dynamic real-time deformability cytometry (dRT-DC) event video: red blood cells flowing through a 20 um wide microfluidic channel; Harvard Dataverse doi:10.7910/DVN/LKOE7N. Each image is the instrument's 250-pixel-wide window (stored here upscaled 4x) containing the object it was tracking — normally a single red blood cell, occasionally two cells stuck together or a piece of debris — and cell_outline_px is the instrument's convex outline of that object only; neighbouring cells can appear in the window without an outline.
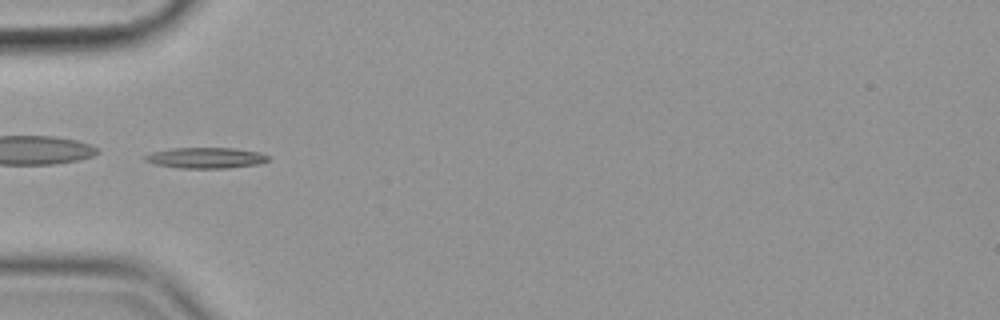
{"species": "common noctule bat (a hibernating species)", "species_latin": "Nyctalus noctula", "temperature_condition": "cold", "stored_images_in_passage": 34, "camera_frame_rate_fps": 3000, "um_per_image_px": 0.085, "animal": {"sex": "female", "body_mass_g": 19.9}, "frame": {"image": 1, "passage_image": 1, "time_ms": 0.0, "image_size_px": [1000, 320], "cell_outline_px": [[268, 160], [260, 164], [228, 168], [180, 168], [156, 164], [144, 160], [144, 156], [152, 152], [172, 148], [232, 148], [260, 152], [268, 156]], "centroid_in_image_um": [17.51, 13.42], "position_along_channel_um": 67.5, "area_um2": 14.85}}
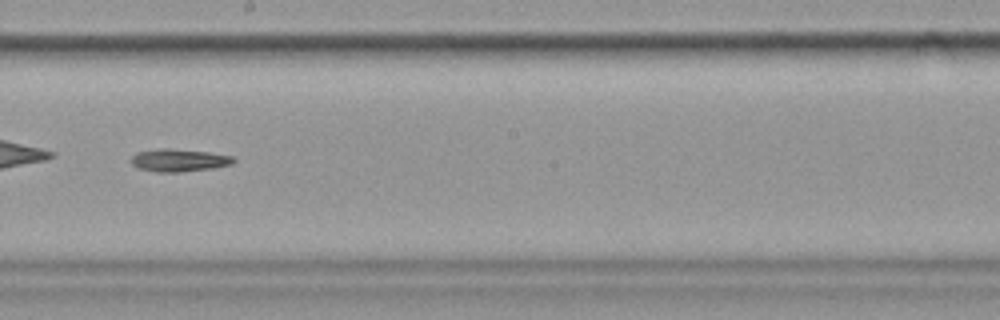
{"frame": {"image": 2, "passage_image": 15, "time_ms": 4.667, "image_size_px": [1000, 320], "cell_outline_px": [[236, 160], [232, 164], [212, 168], [180, 172], [156, 172], [136, 168], [132, 164], [132, 156], [136, 152], [156, 148], [168, 148], [208, 152], [232, 156]], "centroid_in_image_um": [15.17, 13.62], "position_along_channel_um": 233.0, "area_um2": 13.58}, "authors_computed_cell_mechanics": {"area_um2": 13.3807, "velocity_mm_per_s": 3.5722, "shape_relaxation_time_tau1_ms": 5.6521, "shape_relaxation_time_tau2_ms": null, "deformation_change_tau1": 0.1169, "deformation_change_tau2": null}}